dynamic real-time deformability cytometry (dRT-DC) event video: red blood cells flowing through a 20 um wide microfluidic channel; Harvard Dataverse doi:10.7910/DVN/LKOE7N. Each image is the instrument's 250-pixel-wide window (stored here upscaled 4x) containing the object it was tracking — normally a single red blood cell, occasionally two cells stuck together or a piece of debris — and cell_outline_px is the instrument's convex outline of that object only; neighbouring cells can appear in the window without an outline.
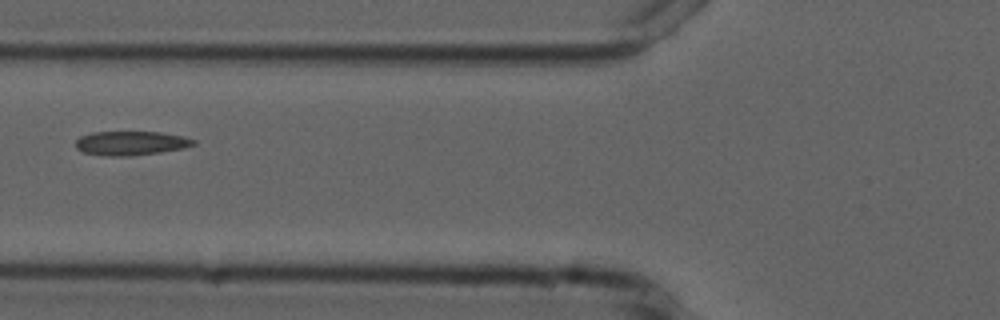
{"species": "common noctule bat (a hibernating species)", "species_latin": "Nyctalus noctula", "temperature_condition": "cold", "stored_images_in_passage": 6, "camera_frame_rate_fps": 3000, "um_per_image_px": 0.085, "animal": {"sex": "male", "forearm_length_mm": 52.5}, "frame": {"image": 1, "passage_image": 6, "time_ms": 6.667, "image_size_px": [1000, 320], "cell_outline_px": [[196, 144], [184, 148], [160, 152], [128, 156], [108, 156], [84, 152], [76, 148], [76, 140], [80, 136], [92, 132], [160, 132], [184, 136], [196, 140]], "centroid_in_image_um": [11.15, 12.16], "position_along_channel_um": 114.7, "area_um2": 16.53}}